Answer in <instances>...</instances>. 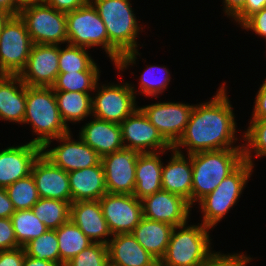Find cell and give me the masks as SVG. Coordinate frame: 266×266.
Here are the masks:
<instances>
[{
  "label": "cell",
  "mask_w": 266,
  "mask_h": 266,
  "mask_svg": "<svg viewBox=\"0 0 266 266\" xmlns=\"http://www.w3.org/2000/svg\"><path fill=\"white\" fill-rule=\"evenodd\" d=\"M86 49L70 44L61 48L59 45V73L86 71L95 62Z\"/></svg>",
  "instance_id": "obj_36"
},
{
  "label": "cell",
  "mask_w": 266,
  "mask_h": 266,
  "mask_svg": "<svg viewBox=\"0 0 266 266\" xmlns=\"http://www.w3.org/2000/svg\"><path fill=\"white\" fill-rule=\"evenodd\" d=\"M241 28L255 32L258 36L265 38L266 41V8L250 16L241 25Z\"/></svg>",
  "instance_id": "obj_40"
},
{
  "label": "cell",
  "mask_w": 266,
  "mask_h": 266,
  "mask_svg": "<svg viewBox=\"0 0 266 266\" xmlns=\"http://www.w3.org/2000/svg\"><path fill=\"white\" fill-rule=\"evenodd\" d=\"M17 242L24 247L31 240L38 238L48 228L33 213L32 209L16 210L10 217Z\"/></svg>",
  "instance_id": "obj_32"
},
{
  "label": "cell",
  "mask_w": 266,
  "mask_h": 266,
  "mask_svg": "<svg viewBox=\"0 0 266 266\" xmlns=\"http://www.w3.org/2000/svg\"><path fill=\"white\" fill-rule=\"evenodd\" d=\"M160 152L139 153L135 171V191L139 200L162 190L163 162Z\"/></svg>",
  "instance_id": "obj_26"
},
{
  "label": "cell",
  "mask_w": 266,
  "mask_h": 266,
  "mask_svg": "<svg viewBox=\"0 0 266 266\" xmlns=\"http://www.w3.org/2000/svg\"><path fill=\"white\" fill-rule=\"evenodd\" d=\"M31 174L40 198L72 203L68 173L55 166L42 153L34 161Z\"/></svg>",
  "instance_id": "obj_18"
},
{
  "label": "cell",
  "mask_w": 266,
  "mask_h": 266,
  "mask_svg": "<svg viewBox=\"0 0 266 266\" xmlns=\"http://www.w3.org/2000/svg\"><path fill=\"white\" fill-rule=\"evenodd\" d=\"M225 85L223 82L210 101L194 104L186 129L173 146L174 150L185 147L187 156L202 151L243 149L241 144L234 145L238 140L235 135L237 125Z\"/></svg>",
  "instance_id": "obj_1"
},
{
  "label": "cell",
  "mask_w": 266,
  "mask_h": 266,
  "mask_svg": "<svg viewBox=\"0 0 266 266\" xmlns=\"http://www.w3.org/2000/svg\"><path fill=\"white\" fill-rule=\"evenodd\" d=\"M93 118V121L91 120L81 127L79 137L101 158L124 149L120 124Z\"/></svg>",
  "instance_id": "obj_21"
},
{
  "label": "cell",
  "mask_w": 266,
  "mask_h": 266,
  "mask_svg": "<svg viewBox=\"0 0 266 266\" xmlns=\"http://www.w3.org/2000/svg\"><path fill=\"white\" fill-rule=\"evenodd\" d=\"M248 124L250 125L242 137L246 141L242 144L243 157L245 161L255 165L252 154L259 158L266 157V119H250Z\"/></svg>",
  "instance_id": "obj_33"
},
{
  "label": "cell",
  "mask_w": 266,
  "mask_h": 266,
  "mask_svg": "<svg viewBox=\"0 0 266 266\" xmlns=\"http://www.w3.org/2000/svg\"><path fill=\"white\" fill-rule=\"evenodd\" d=\"M187 225L186 223L173 228L159 266H199L216 253L211 250L210 228L202 223Z\"/></svg>",
  "instance_id": "obj_5"
},
{
  "label": "cell",
  "mask_w": 266,
  "mask_h": 266,
  "mask_svg": "<svg viewBox=\"0 0 266 266\" xmlns=\"http://www.w3.org/2000/svg\"><path fill=\"white\" fill-rule=\"evenodd\" d=\"M18 15L24 21L33 44L67 43L66 13L42 1L22 8Z\"/></svg>",
  "instance_id": "obj_7"
},
{
  "label": "cell",
  "mask_w": 266,
  "mask_h": 266,
  "mask_svg": "<svg viewBox=\"0 0 266 266\" xmlns=\"http://www.w3.org/2000/svg\"><path fill=\"white\" fill-rule=\"evenodd\" d=\"M243 161V149H221L192 154L191 206L214 191Z\"/></svg>",
  "instance_id": "obj_3"
},
{
  "label": "cell",
  "mask_w": 266,
  "mask_h": 266,
  "mask_svg": "<svg viewBox=\"0 0 266 266\" xmlns=\"http://www.w3.org/2000/svg\"><path fill=\"white\" fill-rule=\"evenodd\" d=\"M139 108L173 147L184 133L194 104L157 102Z\"/></svg>",
  "instance_id": "obj_13"
},
{
  "label": "cell",
  "mask_w": 266,
  "mask_h": 266,
  "mask_svg": "<svg viewBox=\"0 0 266 266\" xmlns=\"http://www.w3.org/2000/svg\"><path fill=\"white\" fill-rule=\"evenodd\" d=\"M171 151L168 164L162 167V190L182 196L191 205L192 154L187 158L181 150Z\"/></svg>",
  "instance_id": "obj_22"
},
{
  "label": "cell",
  "mask_w": 266,
  "mask_h": 266,
  "mask_svg": "<svg viewBox=\"0 0 266 266\" xmlns=\"http://www.w3.org/2000/svg\"><path fill=\"white\" fill-rule=\"evenodd\" d=\"M33 45L24 21L19 15L11 16L0 33V74L19 75Z\"/></svg>",
  "instance_id": "obj_9"
},
{
  "label": "cell",
  "mask_w": 266,
  "mask_h": 266,
  "mask_svg": "<svg viewBox=\"0 0 266 266\" xmlns=\"http://www.w3.org/2000/svg\"><path fill=\"white\" fill-rule=\"evenodd\" d=\"M124 148L139 153H167L172 146L162 137L158 129L148 120L140 108H137L121 124ZM127 142V143H126ZM151 149V150H150ZM159 149V150H157Z\"/></svg>",
  "instance_id": "obj_11"
},
{
  "label": "cell",
  "mask_w": 266,
  "mask_h": 266,
  "mask_svg": "<svg viewBox=\"0 0 266 266\" xmlns=\"http://www.w3.org/2000/svg\"><path fill=\"white\" fill-rule=\"evenodd\" d=\"M173 226L142 217L132 235L137 242L159 262L164 257Z\"/></svg>",
  "instance_id": "obj_27"
},
{
  "label": "cell",
  "mask_w": 266,
  "mask_h": 266,
  "mask_svg": "<svg viewBox=\"0 0 266 266\" xmlns=\"http://www.w3.org/2000/svg\"><path fill=\"white\" fill-rule=\"evenodd\" d=\"M246 0H223L224 13L232 19L244 8Z\"/></svg>",
  "instance_id": "obj_47"
},
{
  "label": "cell",
  "mask_w": 266,
  "mask_h": 266,
  "mask_svg": "<svg viewBox=\"0 0 266 266\" xmlns=\"http://www.w3.org/2000/svg\"><path fill=\"white\" fill-rule=\"evenodd\" d=\"M0 9L6 11L12 16L18 15L19 8L14 4L13 0H0Z\"/></svg>",
  "instance_id": "obj_49"
},
{
  "label": "cell",
  "mask_w": 266,
  "mask_h": 266,
  "mask_svg": "<svg viewBox=\"0 0 266 266\" xmlns=\"http://www.w3.org/2000/svg\"><path fill=\"white\" fill-rule=\"evenodd\" d=\"M12 15L7 13L6 11L0 9V33L1 30L4 26V24L7 22V20L11 17Z\"/></svg>",
  "instance_id": "obj_51"
},
{
  "label": "cell",
  "mask_w": 266,
  "mask_h": 266,
  "mask_svg": "<svg viewBox=\"0 0 266 266\" xmlns=\"http://www.w3.org/2000/svg\"><path fill=\"white\" fill-rule=\"evenodd\" d=\"M42 153V147L28 142L0 151V187L6 188L31 174L34 161Z\"/></svg>",
  "instance_id": "obj_19"
},
{
  "label": "cell",
  "mask_w": 266,
  "mask_h": 266,
  "mask_svg": "<svg viewBox=\"0 0 266 266\" xmlns=\"http://www.w3.org/2000/svg\"><path fill=\"white\" fill-rule=\"evenodd\" d=\"M254 165L243 161L216 187L214 191L200 199L199 207L203 214L202 224L212 229L237 204L248 179L251 177Z\"/></svg>",
  "instance_id": "obj_6"
},
{
  "label": "cell",
  "mask_w": 266,
  "mask_h": 266,
  "mask_svg": "<svg viewBox=\"0 0 266 266\" xmlns=\"http://www.w3.org/2000/svg\"><path fill=\"white\" fill-rule=\"evenodd\" d=\"M266 8V0H246L244 8L233 18L240 26L252 15Z\"/></svg>",
  "instance_id": "obj_43"
},
{
  "label": "cell",
  "mask_w": 266,
  "mask_h": 266,
  "mask_svg": "<svg viewBox=\"0 0 266 266\" xmlns=\"http://www.w3.org/2000/svg\"><path fill=\"white\" fill-rule=\"evenodd\" d=\"M15 210L31 209L40 199L32 174L6 188Z\"/></svg>",
  "instance_id": "obj_34"
},
{
  "label": "cell",
  "mask_w": 266,
  "mask_h": 266,
  "mask_svg": "<svg viewBox=\"0 0 266 266\" xmlns=\"http://www.w3.org/2000/svg\"><path fill=\"white\" fill-rule=\"evenodd\" d=\"M57 11L68 13L84 6L89 0H42Z\"/></svg>",
  "instance_id": "obj_45"
},
{
  "label": "cell",
  "mask_w": 266,
  "mask_h": 266,
  "mask_svg": "<svg viewBox=\"0 0 266 266\" xmlns=\"http://www.w3.org/2000/svg\"><path fill=\"white\" fill-rule=\"evenodd\" d=\"M70 220L93 242L108 245L112 237L99 200L72 202ZM107 236V237H106Z\"/></svg>",
  "instance_id": "obj_20"
},
{
  "label": "cell",
  "mask_w": 266,
  "mask_h": 266,
  "mask_svg": "<svg viewBox=\"0 0 266 266\" xmlns=\"http://www.w3.org/2000/svg\"><path fill=\"white\" fill-rule=\"evenodd\" d=\"M97 9L108 33V56L120 72L136 63L137 35L141 25L129 0H89Z\"/></svg>",
  "instance_id": "obj_2"
},
{
  "label": "cell",
  "mask_w": 266,
  "mask_h": 266,
  "mask_svg": "<svg viewBox=\"0 0 266 266\" xmlns=\"http://www.w3.org/2000/svg\"><path fill=\"white\" fill-rule=\"evenodd\" d=\"M56 230L58 239L60 266H64L93 242L71 220Z\"/></svg>",
  "instance_id": "obj_29"
},
{
  "label": "cell",
  "mask_w": 266,
  "mask_h": 266,
  "mask_svg": "<svg viewBox=\"0 0 266 266\" xmlns=\"http://www.w3.org/2000/svg\"><path fill=\"white\" fill-rule=\"evenodd\" d=\"M14 4L21 10L24 7L42 2V0H13Z\"/></svg>",
  "instance_id": "obj_50"
},
{
  "label": "cell",
  "mask_w": 266,
  "mask_h": 266,
  "mask_svg": "<svg viewBox=\"0 0 266 266\" xmlns=\"http://www.w3.org/2000/svg\"><path fill=\"white\" fill-rule=\"evenodd\" d=\"M109 266H159L132 233L113 235L108 243Z\"/></svg>",
  "instance_id": "obj_23"
},
{
  "label": "cell",
  "mask_w": 266,
  "mask_h": 266,
  "mask_svg": "<svg viewBox=\"0 0 266 266\" xmlns=\"http://www.w3.org/2000/svg\"><path fill=\"white\" fill-rule=\"evenodd\" d=\"M159 70V71H158ZM161 72V73H160ZM158 74H160L159 77ZM171 80L170 72L166 69V66H156L150 65L147 66L145 71L140 76L139 81V91L144 96H154L158 98L157 95L162 94L164 90L169 85Z\"/></svg>",
  "instance_id": "obj_37"
},
{
  "label": "cell",
  "mask_w": 266,
  "mask_h": 266,
  "mask_svg": "<svg viewBox=\"0 0 266 266\" xmlns=\"http://www.w3.org/2000/svg\"><path fill=\"white\" fill-rule=\"evenodd\" d=\"M24 124L32 126L38 136L30 142L43 147L48 141L70 132L61 118L54 90L51 87L26 85V112Z\"/></svg>",
  "instance_id": "obj_4"
},
{
  "label": "cell",
  "mask_w": 266,
  "mask_h": 266,
  "mask_svg": "<svg viewBox=\"0 0 266 266\" xmlns=\"http://www.w3.org/2000/svg\"><path fill=\"white\" fill-rule=\"evenodd\" d=\"M251 260H253L251 257H245L237 266H246Z\"/></svg>",
  "instance_id": "obj_52"
},
{
  "label": "cell",
  "mask_w": 266,
  "mask_h": 266,
  "mask_svg": "<svg viewBox=\"0 0 266 266\" xmlns=\"http://www.w3.org/2000/svg\"><path fill=\"white\" fill-rule=\"evenodd\" d=\"M61 118L68 126V121L77 123L92 116V93L76 91H54Z\"/></svg>",
  "instance_id": "obj_28"
},
{
  "label": "cell",
  "mask_w": 266,
  "mask_h": 266,
  "mask_svg": "<svg viewBox=\"0 0 266 266\" xmlns=\"http://www.w3.org/2000/svg\"><path fill=\"white\" fill-rule=\"evenodd\" d=\"M72 202L99 200L107 193L101 161L92 167L68 173Z\"/></svg>",
  "instance_id": "obj_25"
},
{
  "label": "cell",
  "mask_w": 266,
  "mask_h": 266,
  "mask_svg": "<svg viewBox=\"0 0 266 266\" xmlns=\"http://www.w3.org/2000/svg\"><path fill=\"white\" fill-rule=\"evenodd\" d=\"M247 255L244 254H222L216 252L208 261L199 266H237Z\"/></svg>",
  "instance_id": "obj_41"
},
{
  "label": "cell",
  "mask_w": 266,
  "mask_h": 266,
  "mask_svg": "<svg viewBox=\"0 0 266 266\" xmlns=\"http://www.w3.org/2000/svg\"><path fill=\"white\" fill-rule=\"evenodd\" d=\"M25 112L26 84L19 75L0 74V119L20 124Z\"/></svg>",
  "instance_id": "obj_24"
},
{
  "label": "cell",
  "mask_w": 266,
  "mask_h": 266,
  "mask_svg": "<svg viewBox=\"0 0 266 266\" xmlns=\"http://www.w3.org/2000/svg\"><path fill=\"white\" fill-rule=\"evenodd\" d=\"M64 266H109L108 245L92 243Z\"/></svg>",
  "instance_id": "obj_38"
},
{
  "label": "cell",
  "mask_w": 266,
  "mask_h": 266,
  "mask_svg": "<svg viewBox=\"0 0 266 266\" xmlns=\"http://www.w3.org/2000/svg\"><path fill=\"white\" fill-rule=\"evenodd\" d=\"M67 44L83 48L102 46L108 55V33L97 9L88 1L66 13Z\"/></svg>",
  "instance_id": "obj_10"
},
{
  "label": "cell",
  "mask_w": 266,
  "mask_h": 266,
  "mask_svg": "<svg viewBox=\"0 0 266 266\" xmlns=\"http://www.w3.org/2000/svg\"><path fill=\"white\" fill-rule=\"evenodd\" d=\"M70 206L66 201L40 198L31 209L48 229L55 230L70 220Z\"/></svg>",
  "instance_id": "obj_31"
},
{
  "label": "cell",
  "mask_w": 266,
  "mask_h": 266,
  "mask_svg": "<svg viewBox=\"0 0 266 266\" xmlns=\"http://www.w3.org/2000/svg\"><path fill=\"white\" fill-rule=\"evenodd\" d=\"M20 247L10 218H0V251Z\"/></svg>",
  "instance_id": "obj_39"
},
{
  "label": "cell",
  "mask_w": 266,
  "mask_h": 266,
  "mask_svg": "<svg viewBox=\"0 0 266 266\" xmlns=\"http://www.w3.org/2000/svg\"><path fill=\"white\" fill-rule=\"evenodd\" d=\"M99 203L112 235L132 233L143 217L141 200L134 195L106 193Z\"/></svg>",
  "instance_id": "obj_14"
},
{
  "label": "cell",
  "mask_w": 266,
  "mask_h": 266,
  "mask_svg": "<svg viewBox=\"0 0 266 266\" xmlns=\"http://www.w3.org/2000/svg\"><path fill=\"white\" fill-rule=\"evenodd\" d=\"M24 247L0 251V266H23Z\"/></svg>",
  "instance_id": "obj_42"
},
{
  "label": "cell",
  "mask_w": 266,
  "mask_h": 266,
  "mask_svg": "<svg viewBox=\"0 0 266 266\" xmlns=\"http://www.w3.org/2000/svg\"><path fill=\"white\" fill-rule=\"evenodd\" d=\"M119 84L97 82L94 89L97 93L92 97V117L121 124L139 108L135 86L127 82Z\"/></svg>",
  "instance_id": "obj_8"
},
{
  "label": "cell",
  "mask_w": 266,
  "mask_h": 266,
  "mask_svg": "<svg viewBox=\"0 0 266 266\" xmlns=\"http://www.w3.org/2000/svg\"><path fill=\"white\" fill-rule=\"evenodd\" d=\"M15 211L6 189L0 187V218H10Z\"/></svg>",
  "instance_id": "obj_46"
},
{
  "label": "cell",
  "mask_w": 266,
  "mask_h": 266,
  "mask_svg": "<svg viewBox=\"0 0 266 266\" xmlns=\"http://www.w3.org/2000/svg\"><path fill=\"white\" fill-rule=\"evenodd\" d=\"M23 266H58V265L54 262L37 259L25 254Z\"/></svg>",
  "instance_id": "obj_48"
},
{
  "label": "cell",
  "mask_w": 266,
  "mask_h": 266,
  "mask_svg": "<svg viewBox=\"0 0 266 266\" xmlns=\"http://www.w3.org/2000/svg\"><path fill=\"white\" fill-rule=\"evenodd\" d=\"M143 217L173 227L188 223L192 206L182 196L160 190L141 199Z\"/></svg>",
  "instance_id": "obj_17"
},
{
  "label": "cell",
  "mask_w": 266,
  "mask_h": 266,
  "mask_svg": "<svg viewBox=\"0 0 266 266\" xmlns=\"http://www.w3.org/2000/svg\"><path fill=\"white\" fill-rule=\"evenodd\" d=\"M26 255L48 260L60 266V255L56 230L48 229L38 238L31 240L24 246Z\"/></svg>",
  "instance_id": "obj_35"
},
{
  "label": "cell",
  "mask_w": 266,
  "mask_h": 266,
  "mask_svg": "<svg viewBox=\"0 0 266 266\" xmlns=\"http://www.w3.org/2000/svg\"><path fill=\"white\" fill-rule=\"evenodd\" d=\"M59 45L34 44L21 80L30 87H51L59 74Z\"/></svg>",
  "instance_id": "obj_16"
},
{
  "label": "cell",
  "mask_w": 266,
  "mask_h": 266,
  "mask_svg": "<svg viewBox=\"0 0 266 266\" xmlns=\"http://www.w3.org/2000/svg\"><path fill=\"white\" fill-rule=\"evenodd\" d=\"M71 131L65 135L48 141L42 147V154L47 157L55 166L60 167L67 173L89 168L97 165L101 161V157L89 145H87L80 137L79 140L72 139ZM58 141L61 144L51 148L52 141ZM50 149H47L49 148Z\"/></svg>",
  "instance_id": "obj_12"
},
{
  "label": "cell",
  "mask_w": 266,
  "mask_h": 266,
  "mask_svg": "<svg viewBox=\"0 0 266 266\" xmlns=\"http://www.w3.org/2000/svg\"><path fill=\"white\" fill-rule=\"evenodd\" d=\"M251 119H266V79L256 93Z\"/></svg>",
  "instance_id": "obj_44"
},
{
  "label": "cell",
  "mask_w": 266,
  "mask_h": 266,
  "mask_svg": "<svg viewBox=\"0 0 266 266\" xmlns=\"http://www.w3.org/2000/svg\"><path fill=\"white\" fill-rule=\"evenodd\" d=\"M138 155L139 152L124 148L101 158L107 193L133 195Z\"/></svg>",
  "instance_id": "obj_15"
},
{
  "label": "cell",
  "mask_w": 266,
  "mask_h": 266,
  "mask_svg": "<svg viewBox=\"0 0 266 266\" xmlns=\"http://www.w3.org/2000/svg\"><path fill=\"white\" fill-rule=\"evenodd\" d=\"M99 70L97 63L94 62L86 71L59 73L51 88L54 91L90 93L100 81Z\"/></svg>",
  "instance_id": "obj_30"
}]
</instances>
